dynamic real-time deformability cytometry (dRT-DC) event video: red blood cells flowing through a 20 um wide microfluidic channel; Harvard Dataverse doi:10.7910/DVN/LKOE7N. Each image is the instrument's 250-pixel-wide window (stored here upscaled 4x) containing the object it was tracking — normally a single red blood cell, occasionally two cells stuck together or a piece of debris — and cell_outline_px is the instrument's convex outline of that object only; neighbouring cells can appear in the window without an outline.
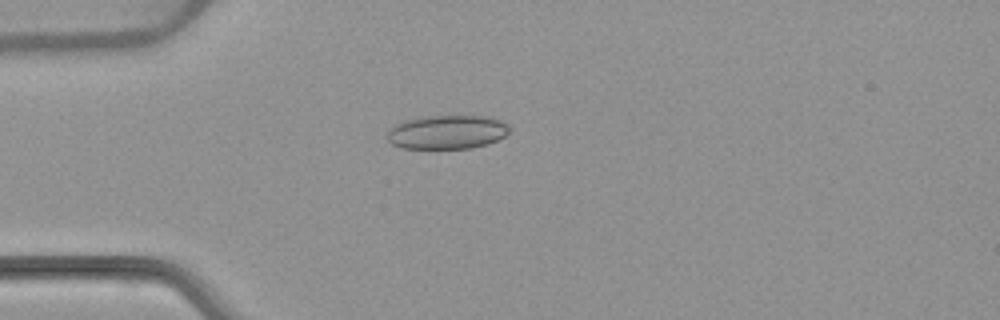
{"species": "common noctule bat (a hibernating species)", "species_latin": "Nyctalus noctula", "temperature_condition": "warm", "stored_images_in_passage": 45, "camera_frame_rate_fps": 3000, "um_per_image_px": 0.085, "animal": {"sex": "female", "body_mass_g": 22.7, "forearm_length_mm": 54.2}, "frame": {"image": 1, "passage_image": 5, "time_ms": 1.333, "image_size_px": [1000, 320], "cell_outline_px": [[508, 132], [504, 136], [488, 144], [472, 148], [400, 148], [392, 144], [388, 140], [388, 128], [396, 124], [408, 120], [428, 116], [488, 116], [500, 120], [508, 124]], "centroid_in_image_um": [38.0, 11.23], "position_along_channel_um": 47.0, "area_um2": 23.99}}
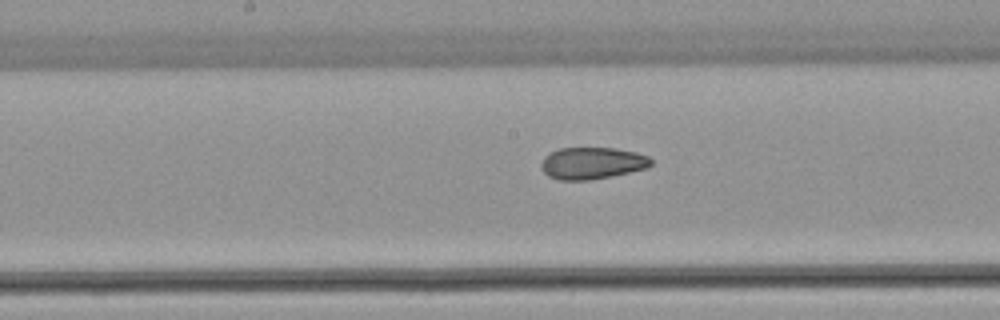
{"frame": {"image": 2, "passage_image": 18, "time_ms": 5.667, "image_size_px": [1000, 320], "cell_outline_px": [[652, 164], [648, 168], [612, 176], [588, 180], [560, 180], [548, 176], [544, 172], [540, 164], [544, 156], [548, 152], [560, 148], [616, 148], [636, 152], [648, 156], [652, 160]], "centroid_in_image_um": [50.33, 13.86], "position_along_channel_um": 197.9, "area_um2": 20.58}}
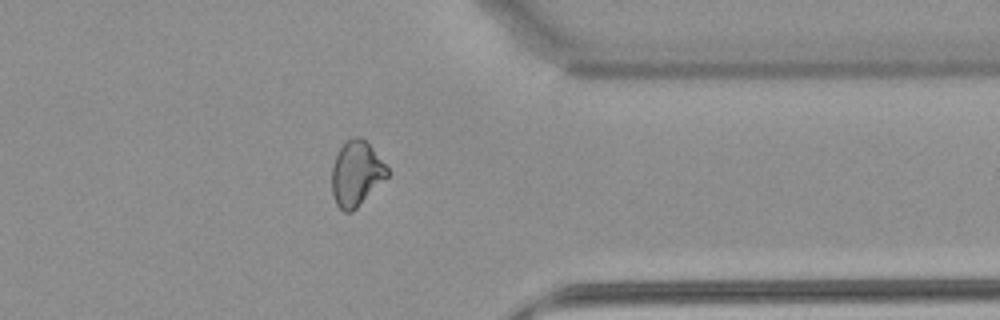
{"frame": {"image": 3, "passage_image": 33, "time_ms": 10.667, "image_size_px": [1000, 320], "cell_outline_px": [[388, 176], [352, 212], [344, 212], [336, 204], [332, 192], [332, 164], [344, 140], [352, 136], [360, 136], [372, 148], [388, 168]], "centroid_in_image_um": [30.26, 14.73], "position_along_channel_um": 381.1, "area_um2": 20.87}}